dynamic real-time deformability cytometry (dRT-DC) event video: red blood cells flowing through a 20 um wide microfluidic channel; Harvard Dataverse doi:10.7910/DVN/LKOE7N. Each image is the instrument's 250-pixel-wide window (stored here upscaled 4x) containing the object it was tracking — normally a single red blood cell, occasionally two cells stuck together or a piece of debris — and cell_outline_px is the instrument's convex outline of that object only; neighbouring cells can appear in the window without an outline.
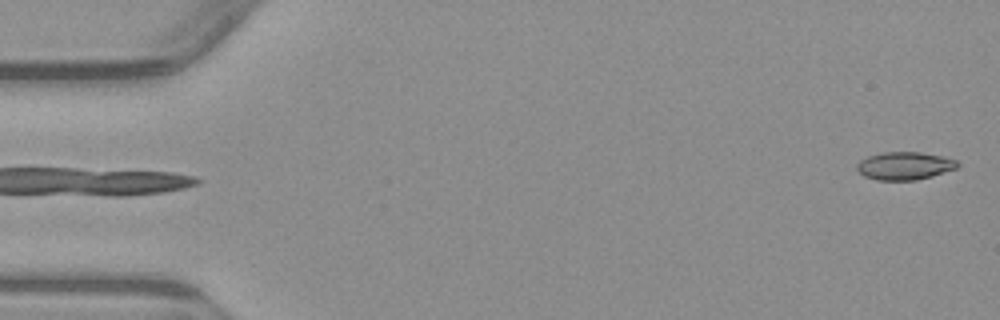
{"species": "common noctule bat (a hibernating species)", "species_latin": "Nyctalus noctula", "temperature_condition": "warm", "stored_images_in_passage": 3, "segment_of_instrument_passage": [2, 2], "camera_frame_rate_fps": 3000, "um_per_image_px": 0.085, "animal": {"sex": "male", "body_mass_g": 23.1, "forearm_length_mm": 52.7}, "frame": {"image": 1, "passage_image": 3, "time_ms": 3.333, "image_size_px": [1000, 320], "cell_outline_px": [[960, 164], [956, 168], [932, 176], [916, 180], [876, 180], [864, 176], [856, 168], [856, 164], [860, 160], [868, 156], [884, 152], [920, 152], [944, 156], [956, 160]], "centroid_in_image_um": [76.89, 14.09], "position_along_channel_um": 8.1, "area_um2": 16.36}}